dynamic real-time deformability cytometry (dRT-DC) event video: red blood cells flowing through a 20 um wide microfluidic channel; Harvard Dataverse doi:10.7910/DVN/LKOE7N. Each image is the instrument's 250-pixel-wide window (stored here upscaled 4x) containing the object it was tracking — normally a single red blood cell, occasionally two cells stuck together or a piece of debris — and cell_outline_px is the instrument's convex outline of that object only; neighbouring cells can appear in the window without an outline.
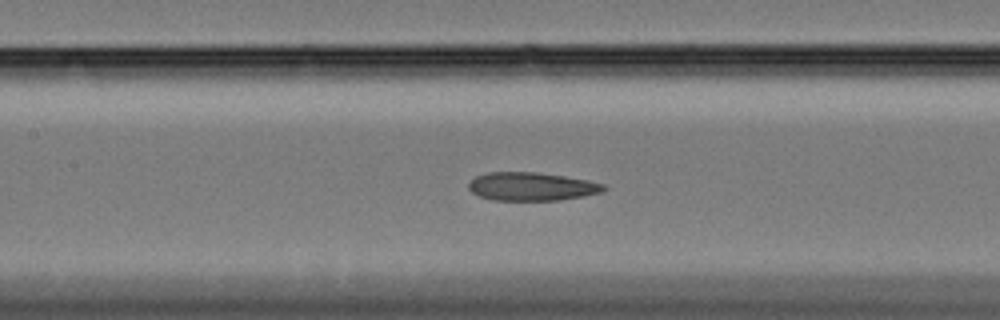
{"species": "Egyptian fruit bat (a non-hibernating species)", "species_latin": "Rousettus aegyptiacus", "temperature_condition": "cold", "stored_images_in_passage": 59, "segment_of_instrument_passage": [1, 2], "camera_frame_rate_fps": 3000, "um_per_image_px": 0.085, "animal": {"sex": "female"}, "frame": {"image": 1, "passage_image": 26, "time_ms": 8.333, "image_size_px": [1000, 320], "cell_outline_px": [[608, 188], [600, 192], [584, 196], [560, 200], [492, 200], [480, 196], [472, 192], [468, 188], [468, 184], [476, 176], [488, 172], [536, 172], [564, 176], [588, 180], [604, 184]], "centroid_in_image_um": [45.19, 15.85], "position_along_channel_um": 162.2, "area_um2": 22.25}}
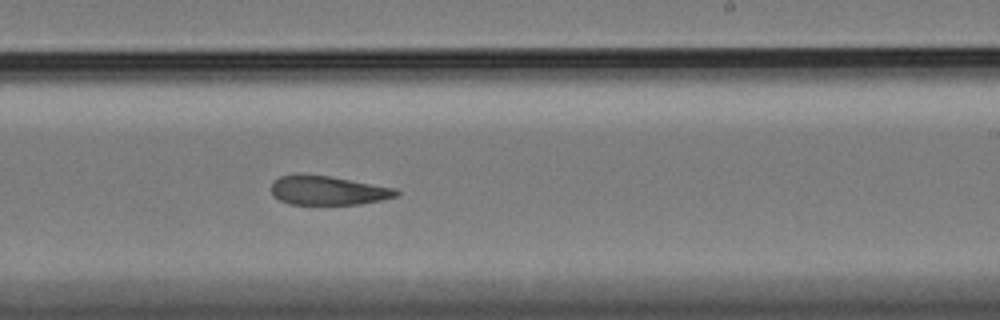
{"frame": {"image": 2, "passage_image": 35, "time_ms": 11.333, "image_size_px": [1000, 320], "cell_outline_px": [[400, 192], [396, 196], [380, 200], [360, 204], [288, 204], [272, 196], [272, 184], [280, 176], [300, 172], [328, 176], [396, 188]], "centroid_in_image_um": [27.83, 16.17], "position_along_channel_um": 261.2, "area_um2": 21.27}}
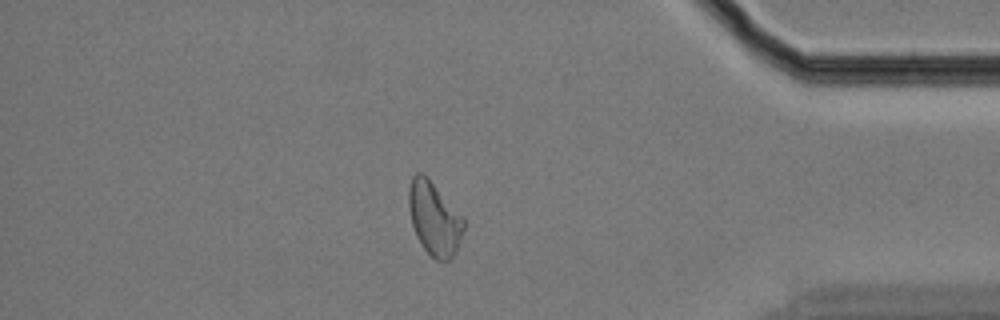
{"frame": {"image": 3, "passage_image": 50, "time_ms": 16.333, "image_size_px": [1000, 320], "cell_outline_px": [[464, 228], [456, 252], [448, 260], [436, 260], [424, 248], [416, 236], [412, 224], [408, 208], [408, 188], [412, 176], [416, 172], [420, 172], [464, 216]], "centroid_in_image_um": [36.9, 18.59], "position_along_channel_um": 398.3, "area_um2": 23.18}}